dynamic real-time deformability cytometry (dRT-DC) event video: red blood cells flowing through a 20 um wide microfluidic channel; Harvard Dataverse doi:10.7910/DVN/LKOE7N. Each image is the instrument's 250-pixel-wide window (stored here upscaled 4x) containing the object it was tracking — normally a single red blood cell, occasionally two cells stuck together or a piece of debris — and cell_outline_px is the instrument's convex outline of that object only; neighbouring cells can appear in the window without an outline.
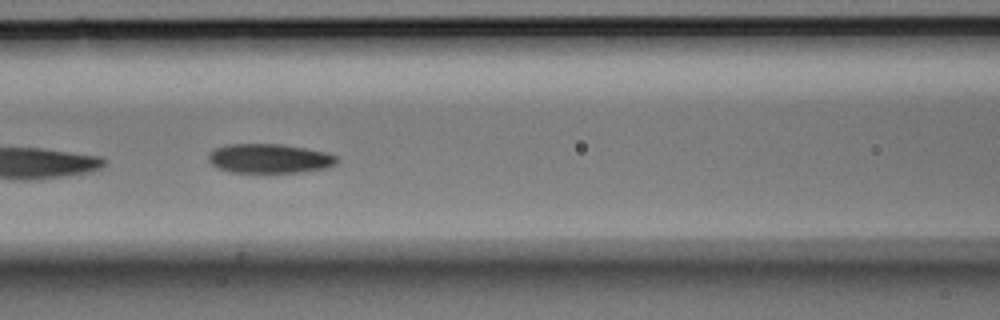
{"species": "Egyptian fruit bat (a non-hibernating species)", "species_latin": "Rousettus aegyptiacus", "temperature_condition": "room temperature", "stored_images_in_passage": 7, "camera_frame_rate_fps": 3000, "um_per_image_px": 0.085, "animal": {"sex": "male"}, "frame": {"image": 1, "passage_image": 6, "time_ms": 1.667, "image_size_px": [1000, 320], "cell_outline_px": [[340, 160], [336, 164], [328, 168], [300, 172], [228, 172], [216, 168], [208, 160], [208, 156], [216, 148], [228, 144], [280, 144], [304, 148], [324, 152], [340, 156]], "centroid_in_image_um": [22.94, 13.48], "position_along_channel_um": 143.7, "area_um2": 22.02}}